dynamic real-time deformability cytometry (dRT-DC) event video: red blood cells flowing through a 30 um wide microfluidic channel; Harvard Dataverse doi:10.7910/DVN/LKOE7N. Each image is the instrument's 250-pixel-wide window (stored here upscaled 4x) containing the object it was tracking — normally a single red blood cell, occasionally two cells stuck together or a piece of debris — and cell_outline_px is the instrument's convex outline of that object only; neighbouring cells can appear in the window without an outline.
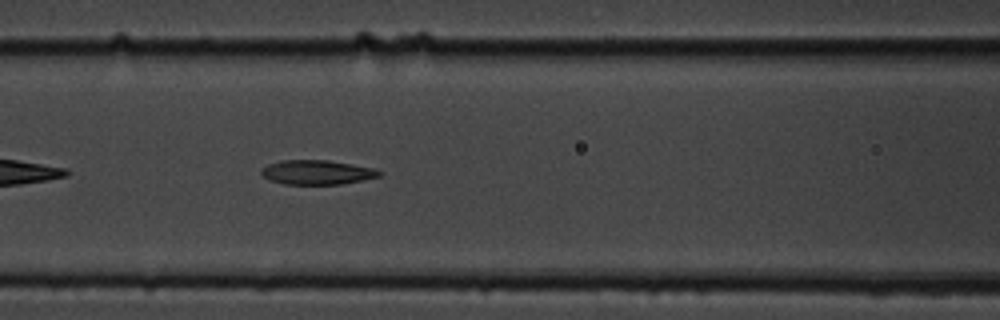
{"species": "common noctule bat (a hibernating species)", "species_latin": "Nyctalus noctula", "temperature_condition": "cold", "stored_images_in_passage": 40, "camera_frame_rate_fps": 3000, "um_per_image_px": 0.085, "animal": {"sex": "male", "body_mass_g": 19.5, "forearm_length_mm": 54.6}, "frame": {"image": 1, "passage_image": 9, "time_ms": 2.667, "image_size_px": [1000, 320], "cell_outline_px": [[384, 172], [380, 176], [364, 180], [340, 184], [284, 184], [268, 180], [260, 172], [260, 168], [268, 164], [280, 160], [328, 160], [376, 168]], "centroid_in_image_um": [26.95, 14.64], "position_along_channel_um": 139.6, "area_um2": 16.99}}
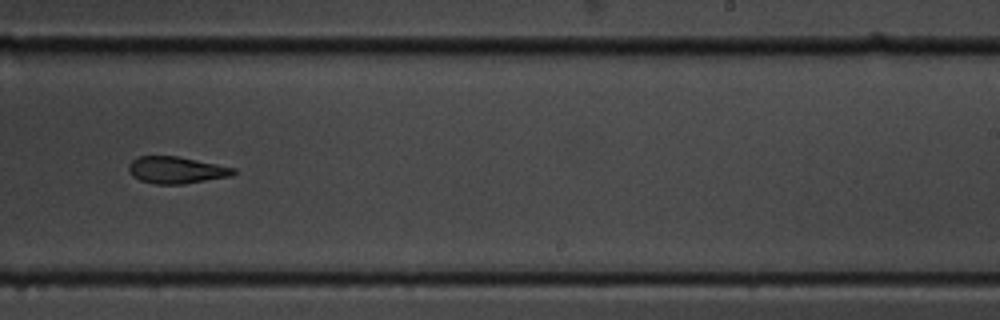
{"frame": {"image": 2, "passage_image": 20, "time_ms": 6.333, "image_size_px": [1000, 320], "cell_outline_px": [[236, 172], [232, 176], [184, 184], [156, 184], [140, 180], [132, 176], [128, 168], [128, 164], [136, 156], [176, 156], [236, 168]], "centroid_in_image_um": [14.97, 14.45], "position_along_channel_um": 274.0, "area_um2": 16.42}}
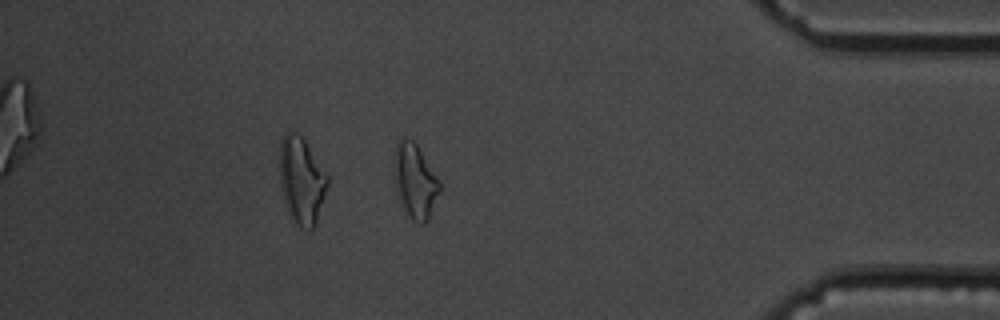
{"frame": {"image": 3, "passage_image": 33, "time_ms": 10.667, "image_size_px": [1000, 320], "cell_outline_px": [[440, 192], [428, 220], [424, 224], [420, 224], [412, 220], [404, 208], [400, 196], [392, 168], [392, 160], [396, 144], [404, 136], [412, 140], [420, 148], [440, 180]], "centroid_in_image_um": [35.29, 15.34], "position_along_channel_um": 399.9, "area_um2": 19.83}, "authors_computed_cell_mechanics": {"area_um2": 17.1666, "velocity_mm_per_s": 3.6729, "shape_relaxation_time_tau1_ms": 10.6719, "shape_relaxation_time_tau2_ms": 6.4048, "deformation_change_tau1": 0.2405, "deformation_change_tau2": 0.1471}}